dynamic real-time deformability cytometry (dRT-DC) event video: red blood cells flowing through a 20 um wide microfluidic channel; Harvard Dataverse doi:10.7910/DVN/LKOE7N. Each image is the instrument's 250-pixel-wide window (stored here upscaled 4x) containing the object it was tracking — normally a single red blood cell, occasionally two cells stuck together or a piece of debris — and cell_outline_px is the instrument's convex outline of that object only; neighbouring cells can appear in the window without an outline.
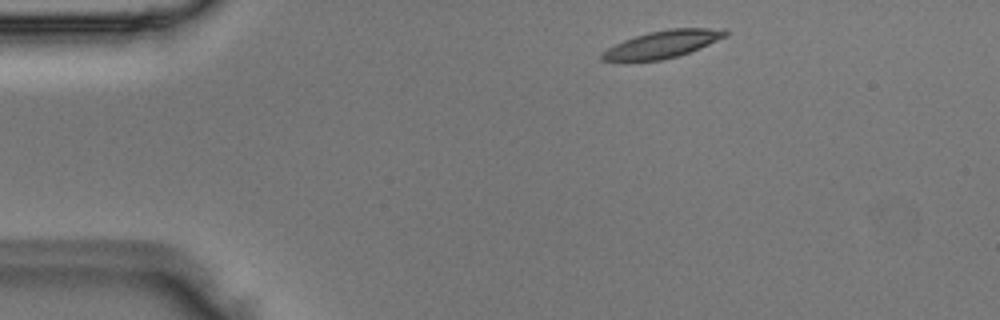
{"species": "Egyptian fruit bat (a non-hibernating species)", "species_latin": "Rousettus aegyptiacus", "temperature_condition": "room temperature", "stored_images_in_passage": 3, "camera_frame_rate_fps": 3000, "um_per_image_px": 0.085, "animal": {"sex": "male"}, "frame": {"image": 1, "passage_image": 1, "time_ms": 0.0, "image_size_px": [1000, 320], "cell_outline_px": [[728, 36], [700, 48], [676, 56], [660, 60], [624, 64], [600, 60], [600, 52], [624, 40], [648, 32], [668, 28], [728, 28]], "centroid_in_image_um": [56.25, 3.79], "position_along_channel_um": 28.8, "area_um2": 20.4}}
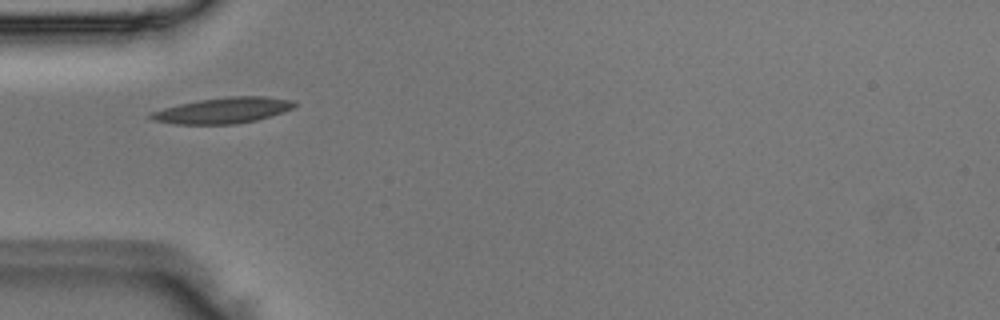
{"frame": {"image": 2, "passage_image": 3, "time_ms": 0.667, "image_size_px": [1000, 320], "cell_outline_px": [[296, 104], [292, 108], [256, 120], [236, 124], [176, 124], [152, 120], [148, 116], [148, 112], [196, 100], [228, 96], [264, 96], [292, 100]], "centroid_in_image_um": [18.89, 9.38], "position_along_channel_um": 66.1, "area_um2": 21.5}}